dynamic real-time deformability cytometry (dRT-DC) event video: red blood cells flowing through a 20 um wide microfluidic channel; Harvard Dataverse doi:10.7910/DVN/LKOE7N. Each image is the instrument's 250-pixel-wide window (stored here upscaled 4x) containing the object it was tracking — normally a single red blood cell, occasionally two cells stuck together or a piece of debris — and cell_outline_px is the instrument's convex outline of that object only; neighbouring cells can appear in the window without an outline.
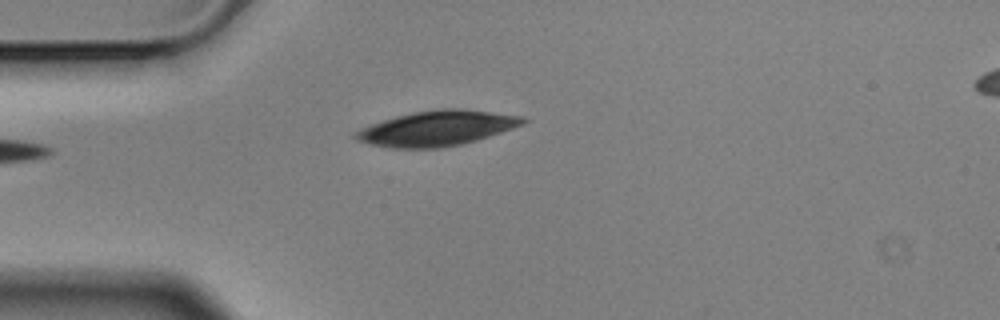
{"species": "Egyptian fruit bat (a non-hibernating species)", "species_latin": "Rousettus aegyptiacus", "temperature_condition": "cold", "stored_images_in_passage": 2, "camera_frame_rate_fps": 3000, "um_per_image_px": 0.085, "animal": {"sex": "male"}, "frame": {"image": 1, "passage_image": 2, "time_ms": 0.333, "image_size_px": [1000, 320], "cell_outline_px": [[528, 120], [524, 124], [476, 140], [444, 148], [388, 148], [356, 140], [352, 136], [360, 128], [396, 116], [412, 112], [436, 108], [464, 108], [524, 116]], "centroid_in_image_um": [37.15, 10.89], "position_along_channel_um": 47.9, "area_um2": 34.33}}